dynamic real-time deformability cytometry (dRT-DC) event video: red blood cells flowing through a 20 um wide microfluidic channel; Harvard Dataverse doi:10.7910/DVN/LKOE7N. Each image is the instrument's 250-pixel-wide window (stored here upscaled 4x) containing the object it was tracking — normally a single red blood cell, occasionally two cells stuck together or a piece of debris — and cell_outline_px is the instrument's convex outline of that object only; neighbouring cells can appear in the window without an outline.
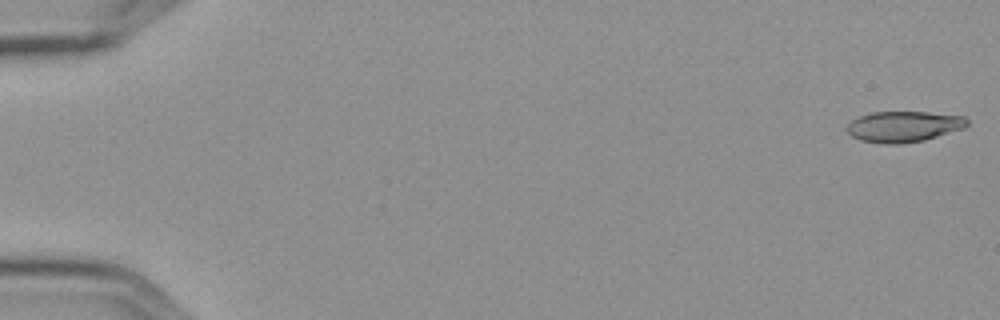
{"species": "Egyptian fruit bat (a non-hibernating species)", "species_latin": "Rousettus aegyptiacus", "temperature_condition": "cold", "stored_images_in_passage": 4, "camera_frame_rate_fps": 3000, "um_per_image_px": 0.085, "frame": {"image": 1, "passage_image": 1, "time_ms": 0.0, "image_size_px": [1000, 320], "cell_outline_px": [[968, 124], [964, 128], [924, 140], [900, 144], [880, 144], [860, 140], [852, 136], [844, 128], [852, 120], [860, 116], [872, 112], [928, 112], [964, 116], [968, 120]], "centroid_in_image_um": [76.79, 10.76], "position_along_channel_um": 8.2, "area_um2": 21.68}}